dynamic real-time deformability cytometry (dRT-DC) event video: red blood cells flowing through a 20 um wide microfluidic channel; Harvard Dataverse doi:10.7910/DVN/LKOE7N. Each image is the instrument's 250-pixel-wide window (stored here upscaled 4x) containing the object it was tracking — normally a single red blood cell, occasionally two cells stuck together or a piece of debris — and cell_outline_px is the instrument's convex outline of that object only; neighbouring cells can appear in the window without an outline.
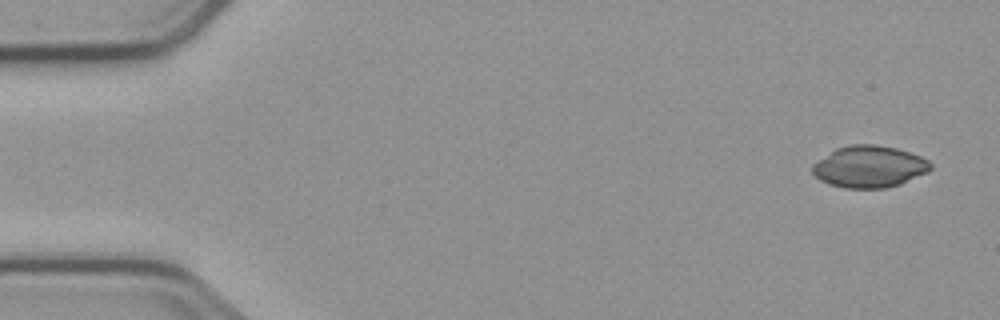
{"species": "common noctule bat (a hibernating species)", "species_latin": "Nyctalus noctula", "temperature_condition": "cold", "stored_images_in_passage": 7, "camera_frame_rate_fps": 3000, "um_per_image_px": 0.085, "animal": {"sex": "male", "body_mass_g": 23.1, "forearm_length_mm": 52.7}, "frame": {"image": 1, "passage_image": 1, "time_ms": 0.0, "image_size_px": [1000, 320], "cell_outline_px": [[932, 168], [928, 172], [900, 184], [884, 188], [844, 188], [828, 184], [820, 180], [812, 172], [812, 164], [836, 148], [852, 144], [876, 144], [896, 148], [920, 156], [928, 160], [932, 164]], "centroid_in_image_um": [73.89, 14.16], "position_along_channel_um": 11.1, "area_um2": 28.78}}